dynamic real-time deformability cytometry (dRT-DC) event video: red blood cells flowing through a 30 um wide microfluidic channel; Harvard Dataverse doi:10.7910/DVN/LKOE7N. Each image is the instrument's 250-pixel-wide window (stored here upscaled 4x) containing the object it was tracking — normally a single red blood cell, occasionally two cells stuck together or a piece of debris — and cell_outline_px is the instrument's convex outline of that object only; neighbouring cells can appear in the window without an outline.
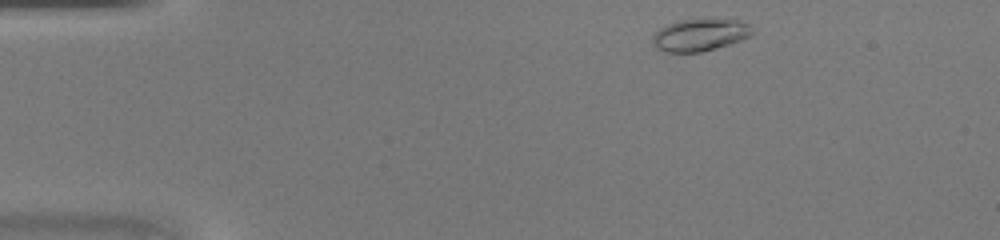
{"species": "common noctule bat (a hibernating species)", "species_latin": "Nyctalus noctula", "temperature_condition": "warm", "stored_images_in_passage": 39, "camera_frame_rate_fps": 3000, "um_per_image_px": 0.085, "animal": {"sex": "female", "body_mass_g": 20.0, "forearm_length_mm": 54.0}, "frame": {"image": 1, "passage_image": 1, "time_ms": 0.0, "image_size_px": [1000, 240], "cell_outline_px": [[756, 32], [752, 36], [716, 48], [700, 52], [664, 52], [656, 48], [652, 44], [652, 36], [660, 28], [676, 20], [736, 20], [748, 24]], "centroid_in_image_um": [59.48, 2.98], "position_along_channel_um": 25.5, "area_um2": 18.61}}
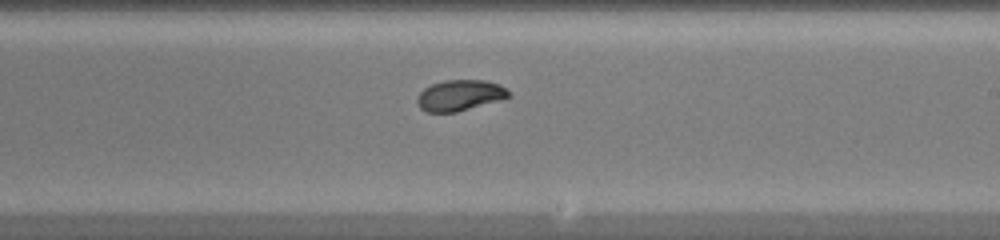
{"frame": {"image": 2, "passage_image": 21, "time_ms": 6.667, "image_size_px": [1000, 240], "cell_outline_px": [[512, 96], [504, 100], [456, 112], [428, 112], [420, 108], [416, 100], [416, 96], [424, 88], [432, 84], [444, 80], [484, 80], [500, 84], [512, 92]], "centroid_in_image_um": [39.14, 8.1], "position_along_channel_um": 249.9, "area_um2": 16.82}}
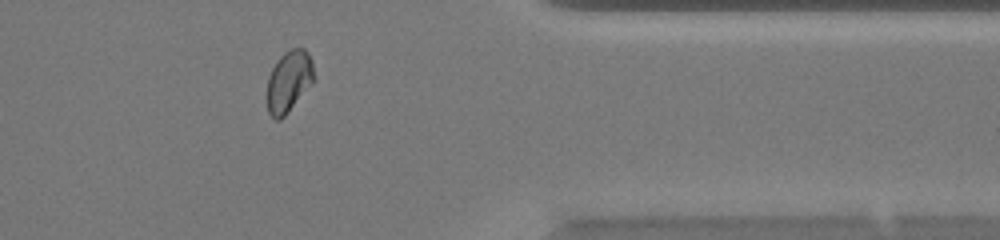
{"frame": {"image": 3, "passage_image": 31, "time_ms": 10.0, "image_size_px": [1000, 240], "cell_outline_px": [[316, 80], [288, 112], [280, 120], [276, 120], [268, 112], [268, 76], [276, 60], [284, 52], [292, 48], [304, 48], [308, 52], [312, 60], [316, 76]], "centroid_in_image_um": [24.6, 6.88], "position_along_channel_um": 386.8, "area_um2": 17.05}}